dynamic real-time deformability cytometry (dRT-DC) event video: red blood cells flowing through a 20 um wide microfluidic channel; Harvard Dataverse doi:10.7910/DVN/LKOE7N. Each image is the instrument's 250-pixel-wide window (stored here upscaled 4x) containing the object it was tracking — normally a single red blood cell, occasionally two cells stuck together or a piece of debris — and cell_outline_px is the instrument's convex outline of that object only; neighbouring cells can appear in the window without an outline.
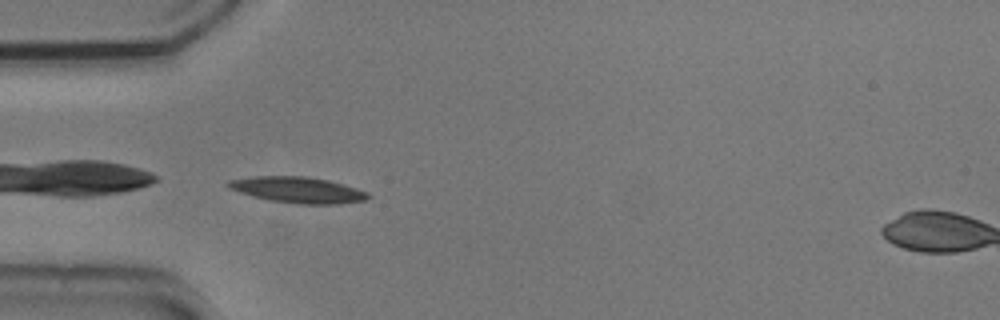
{"species": "common noctule bat (a hibernating species)", "species_latin": "Nyctalus noctula", "temperature_condition": "cold", "stored_images_in_passage": 39, "camera_frame_rate_fps": 3000, "um_per_image_px": 0.085, "animal": {"sex": "male", "body_mass_g": 20.5, "forearm_length_mm": 52.5}, "frame": {"image": 1, "passage_image": 1, "time_ms": 0.0, "image_size_px": [1000, 320], "cell_outline_px": [[372, 196], [364, 200], [336, 204], [300, 204], [268, 200], [252, 196], [228, 188], [224, 184], [228, 180], [256, 176], [308, 176], [328, 180], [344, 184], [368, 192]], "centroid_in_image_um": [25.3, 16.13], "position_along_channel_um": 59.7, "area_um2": 21.27}}
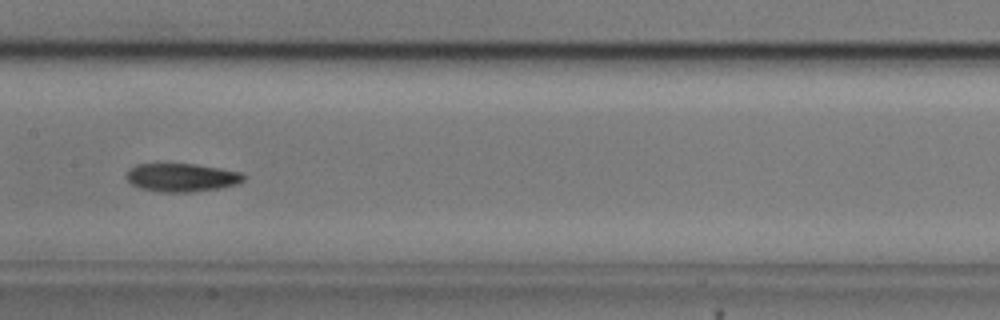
{"frame": {"image": 2, "passage_image": 12, "time_ms": 3.667, "image_size_px": [1000, 320], "cell_outline_px": [[244, 180], [236, 184], [220, 188], [192, 192], [160, 192], [140, 188], [132, 184], [128, 180], [128, 168], [136, 164], [196, 164], [220, 168], [240, 172], [244, 176]], "centroid_in_image_um": [15.44, 15.09], "position_along_channel_um": 192.0, "area_um2": 19.25}}
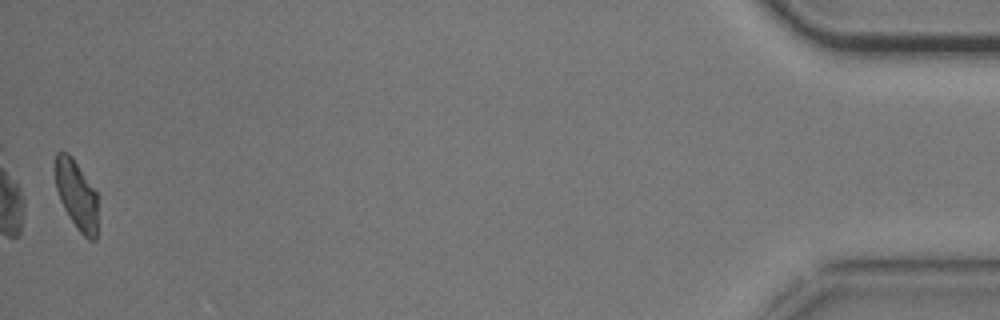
{"frame": {"image": 3, "passage_image": 39, "time_ms": 12.667, "image_size_px": [1000, 320], "cell_outline_px": [[96, 240], [88, 240], [76, 228], [64, 208], [60, 200], [56, 188], [56, 152], [68, 152], [72, 156], [96, 192]], "centroid_in_image_um": [6.5, 16.57], "position_along_channel_um": 428.7, "area_um2": 16.76}, "authors_computed_cell_mechanics": {"area_um2": 18.5538, "velocity_mm_per_s": 3.6643, "shape_relaxation_time_tau1_ms": 3.4584, "shape_relaxation_time_tau2_ms": null, "deformation_change_tau1": 0.1335, "deformation_change_tau2": null}}